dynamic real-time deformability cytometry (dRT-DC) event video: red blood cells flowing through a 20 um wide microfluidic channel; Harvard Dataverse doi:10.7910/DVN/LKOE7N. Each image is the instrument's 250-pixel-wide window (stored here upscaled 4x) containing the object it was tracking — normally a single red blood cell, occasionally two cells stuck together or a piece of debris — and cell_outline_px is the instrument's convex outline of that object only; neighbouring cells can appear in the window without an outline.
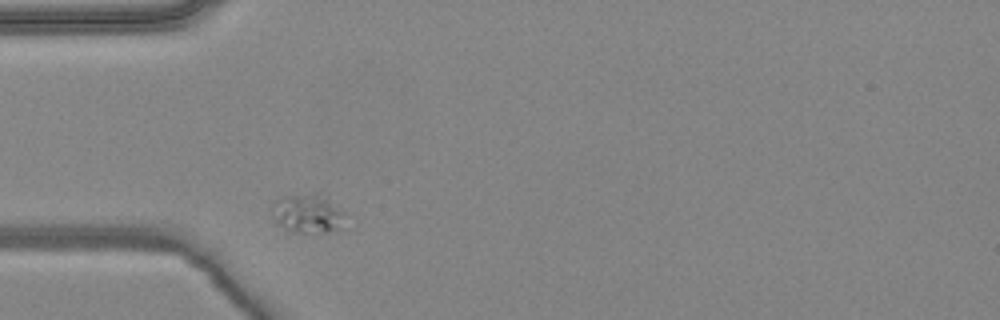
{"species": "common noctule bat (a hibernating species)", "species_latin": "Nyctalus noctula", "temperature_condition": "warm", "stored_images_in_passage": 1, "camera_frame_rate_fps": 3000, "um_per_image_px": 0.085, "animal": {"sex": "female", "body_mass_g": 24.6, "forearm_length_mm": 56.2}, "frame": {"image": 1, "passage_image": 1, "time_ms": 0.0, "image_size_px": [1000, 320], "cell_outline_px": [[344, 212], [336, 228], [328, 232], [296, 232], [288, 228], [276, 220], [272, 204], [272, 200], [280, 196], [320, 188], [328, 192]], "centroid_in_image_um": [26.18, 17.96], "position_along_channel_um": 58.8, "area_um2": 17.22}}